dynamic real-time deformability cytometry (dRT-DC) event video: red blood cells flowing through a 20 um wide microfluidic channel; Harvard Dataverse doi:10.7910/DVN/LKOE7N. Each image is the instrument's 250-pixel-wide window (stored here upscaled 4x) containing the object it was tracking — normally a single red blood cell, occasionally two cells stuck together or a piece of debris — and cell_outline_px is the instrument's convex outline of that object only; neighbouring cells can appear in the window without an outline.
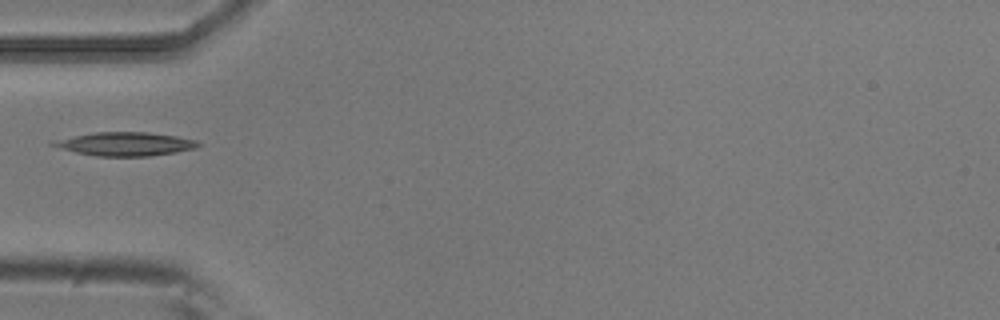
{"species": "common noctule bat (a hibernating species)", "species_latin": "Nyctalus noctula", "temperature_condition": "room temperature", "stored_images_in_passage": 3, "camera_frame_rate_fps": 3000, "um_per_image_px": 0.085, "animal": {"sex": "male", "body_mass_g": 20.5, "forearm_length_mm": 52.5}, "frame": {"image": 1, "passage_image": 2, "time_ms": 0.333, "image_size_px": [1000, 320], "cell_outline_px": [[200, 144], [196, 148], [176, 152], [148, 156], [96, 156], [76, 152], [48, 144], [52, 140], [92, 132], [148, 132], [176, 136], [196, 140]], "centroid_in_image_um": [10.62, 12.23], "position_along_channel_um": 74.4, "area_um2": 19.88}}
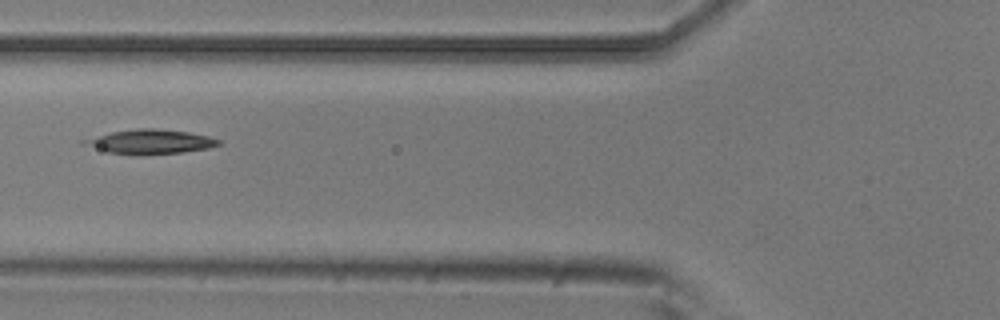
{"frame": {"image": 2, "passage_image": 3, "time_ms": 0.667, "image_size_px": [1000, 320], "cell_outline_px": [[224, 144], [208, 148], [180, 152], [108, 152], [80, 144], [80, 140], [112, 132], [136, 128], [152, 128], [188, 132], [208, 136], [220, 140]], "centroid_in_image_um": [12.78, 12.0], "position_along_channel_um": 113.0, "area_um2": 18.21}}